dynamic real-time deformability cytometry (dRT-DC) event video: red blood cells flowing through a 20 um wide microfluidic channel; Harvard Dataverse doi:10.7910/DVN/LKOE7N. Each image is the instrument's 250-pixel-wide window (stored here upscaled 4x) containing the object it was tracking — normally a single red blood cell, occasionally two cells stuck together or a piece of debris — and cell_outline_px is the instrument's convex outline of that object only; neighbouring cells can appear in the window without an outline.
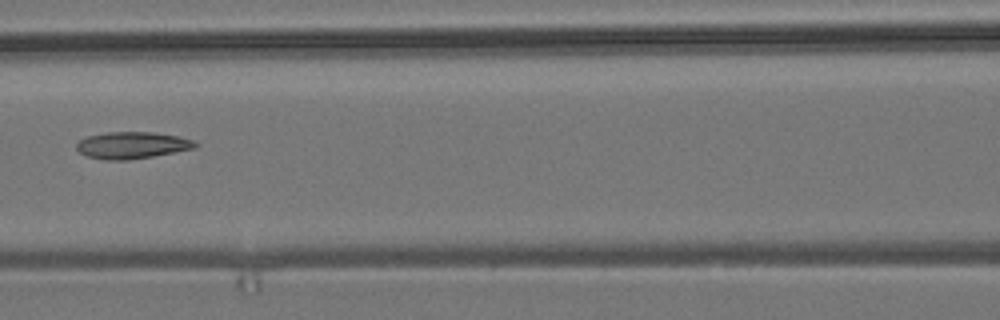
{"species": "common noctule bat (a hibernating species)", "species_latin": "Nyctalus noctula", "temperature_condition": "room temperature", "stored_images_in_passage": 8, "camera_frame_rate_fps": 3000, "um_per_image_px": 0.085, "animal": {"sex": "male", "body_mass_g": 19.2, "forearm_length_mm": 51.8}, "frame": {"image": 1, "passage_image": 8, "time_ms": 2.333, "image_size_px": [1000, 320], "cell_outline_px": [[200, 144], [196, 148], [152, 156], [128, 160], [104, 160], [88, 156], [80, 152], [76, 148], [76, 144], [80, 140], [88, 136], [104, 132], [152, 132], [180, 136], [196, 140]], "centroid_in_image_um": [11.27, 12.33], "position_along_channel_um": 155.3, "area_um2": 18.67}}